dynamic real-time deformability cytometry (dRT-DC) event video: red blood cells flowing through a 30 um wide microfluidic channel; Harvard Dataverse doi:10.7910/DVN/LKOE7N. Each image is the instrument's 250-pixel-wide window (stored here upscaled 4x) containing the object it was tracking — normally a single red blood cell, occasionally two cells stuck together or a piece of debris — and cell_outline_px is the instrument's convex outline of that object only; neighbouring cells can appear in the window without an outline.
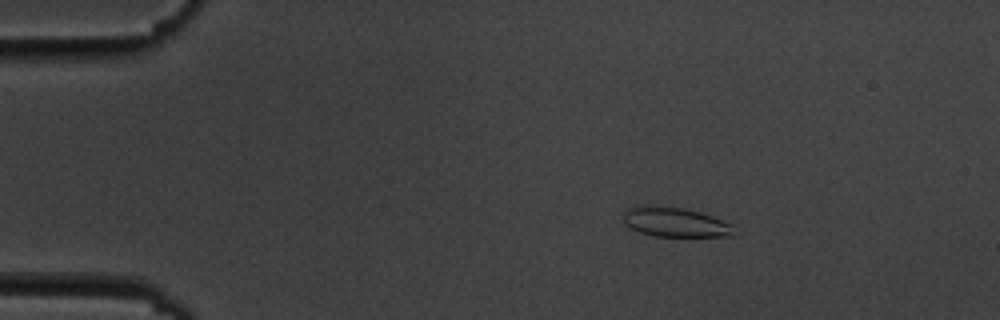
{"species": "common noctule bat (a hibernating species)", "species_latin": "Nyctalus noctula", "temperature_condition": "cold", "stored_images_in_passage": 5, "camera_frame_rate_fps": 3000, "um_per_image_px": 0.085, "animal": {"sex": "male", "body_mass_g": 19.5, "forearm_length_mm": 54.6}, "frame": {"image": 1, "passage_image": 3, "time_ms": 2.333, "image_size_px": [1000, 320], "cell_outline_px": [[732, 236], [652, 236], [640, 232], [624, 224], [624, 212], [628, 208], [636, 204], [656, 204], [680, 208], [700, 212], [712, 216], [732, 224]], "centroid_in_image_um": [57.31, 18.85], "position_along_channel_um": 27.7, "area_um2": 19.19}}